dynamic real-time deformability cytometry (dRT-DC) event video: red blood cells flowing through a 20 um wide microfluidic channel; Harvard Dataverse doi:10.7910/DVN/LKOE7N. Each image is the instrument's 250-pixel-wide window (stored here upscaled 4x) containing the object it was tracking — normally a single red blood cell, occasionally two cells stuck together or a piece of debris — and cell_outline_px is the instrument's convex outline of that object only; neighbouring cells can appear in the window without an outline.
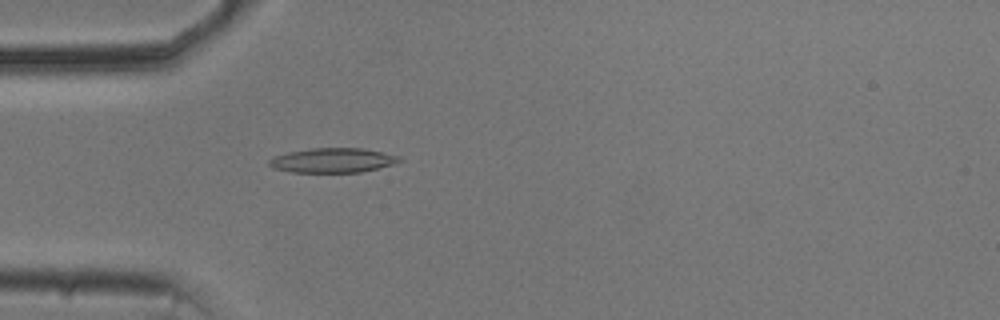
{"species": "common noctule bat (a hibernating species)", "species_latin": "Nyctalus noctula", "temperature_condition": "cold", "stored_images_in_passage": 35, "camera_frame_rate_fps": 3000, "um_per_image_px": 0.085, "animal": {"sex": "male", "body_mass_g": 20.5, "forearm_length_mm": 52.5}, "frame": {"image": 1, "passage_image": 16, "time_ms": 5.0, "image_size_px": [1000, 320], "cell_outline_px": [[404, 160], [392, 164], [360, 172], [292, 172], [272, 168], [268, 164], [268, 160], [276, 156], [288, 152], [312, 148], [364, 148], [400, 156]], "centroid_in_image_um": [28.28, 13.62], "position_along_channel_um": 56.7, "area_um2": 18.55}}
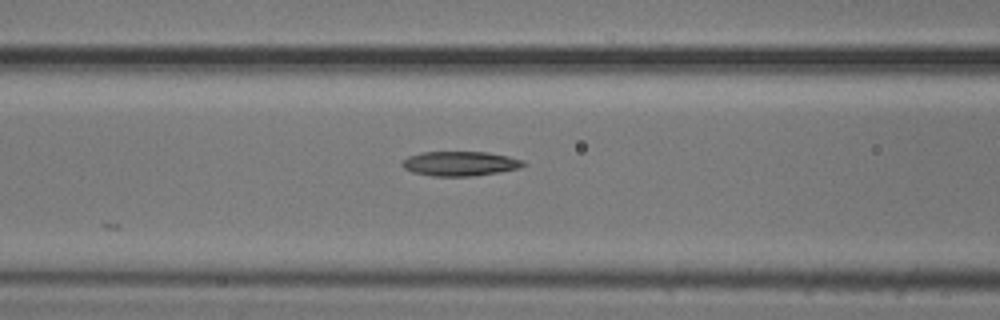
{"frame": {"image": 2, "passage_image": 22, "time_ms": 7.0, "image_size_px": [1000, 320], "cell_outline_px": [[528, 164], [520, 168], [500, 172], [472, 176], [432, 176], [412, 172], [404, 168], [400, 164], [408, 156], [424, 152], [488, 152], [508, 156], [524, 160]], "centroid_in_image_um": [39.14, 13.91], "position_along_channel_um": 127.5, "area_um2": 17.46}}
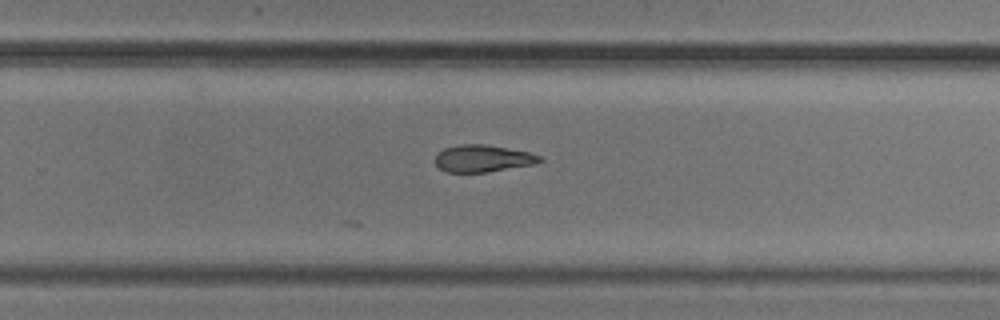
{"frame": {"image": 3, "passage_image": 35, "time_ms": 11.333, "image_size_px": [1000, 320], "cell_outline_px": [[544, 160], [532, 164], [488, 172], [448, 172], [440, 168], [436, 164], [436, 156], [444, 148], [460, 144], [484, 144], [528, 152], [540, 156]], "centroid_in_image_um": [41.03, 13.47], "position_along_channel_um": 288.8, "area_um2": 16.18}}